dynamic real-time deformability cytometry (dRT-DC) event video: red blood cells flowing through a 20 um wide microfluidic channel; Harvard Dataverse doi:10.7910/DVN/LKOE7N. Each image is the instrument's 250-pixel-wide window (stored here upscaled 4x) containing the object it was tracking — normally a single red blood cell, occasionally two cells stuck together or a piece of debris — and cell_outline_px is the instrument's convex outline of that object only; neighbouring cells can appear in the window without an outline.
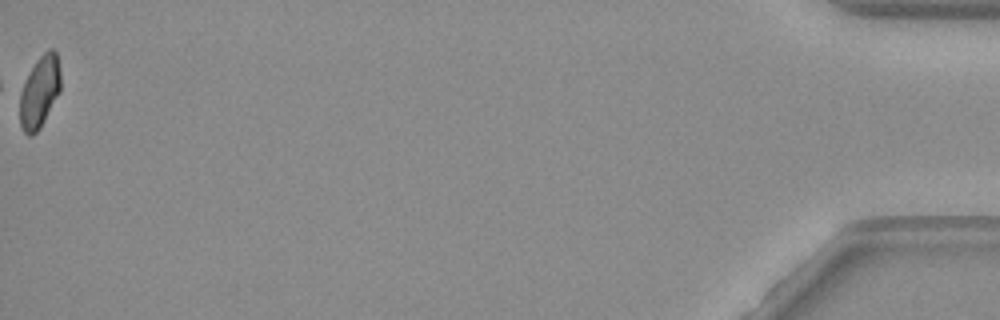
{"species": "common noctule bat (a hibernating species)", "species_latin": "Nyctalus noctula", "temperature_condition": "warm", "stored_images_in_passage": 59, "segment_of_instrument_passage": [2, 2], "camera_frame_rate_fps": 3000, "um_per_image_px": 0.085, "animal": {"sex": "female", "body_mass_g": 19.3, "forearm_length_mm": 54.1}, "frame": {"image": 1, "passage_image": 59, "time_ms": 19.333, "image_size_px": [1000, 320], "cell_outline_px": [[60, 92], [40, 128], [32, 136], [28, 136], [24, 132], [20, 124], [20, 92], [36, 60], [48, 48], [56, 48], [60, 68]], "centroid_in_image_um": [3.39, 7.79], "position_along_channel_um": 431.8, "area_um2": 17.11}}